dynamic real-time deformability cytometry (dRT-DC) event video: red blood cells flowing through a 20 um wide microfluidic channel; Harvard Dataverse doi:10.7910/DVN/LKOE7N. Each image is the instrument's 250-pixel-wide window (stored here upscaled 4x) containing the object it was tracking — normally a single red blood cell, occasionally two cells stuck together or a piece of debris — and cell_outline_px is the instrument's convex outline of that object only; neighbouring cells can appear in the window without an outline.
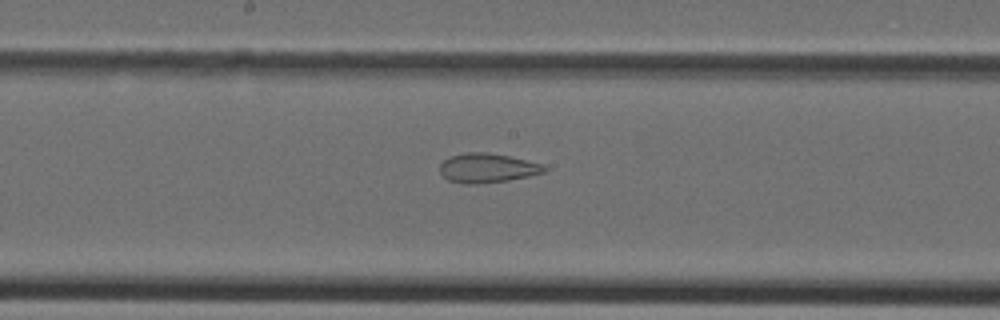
{"species": "Egyptian fruit bat (a non-hibernating species)", "species_latin": "Rousettus aegyptiacus", "temperature_condition": "cold", "stored_images_in_passage": 36, "camera_frame_rate_fps": 3000, "um_per_image_px": 0.085, "animal": {"sex": "female"}, "frame": {"image": 1, "passage_image": 17, "time_ms": 5.333, "image_size_px": [1000, 320], "cell_outline_px": [[548, 168], [544, 172], [528, 176], [508, 180], [476, 184], [464, 184], [448, 180], [440, 172], [440, 164], [444, 160], [452, 156], [468, 152], [488, 152], [508, 156], [544, 164]], "centroid_in_image_um": [41.43, 14.28], "position_along_channel_um": 206.8, "area_um2": 17.74}}
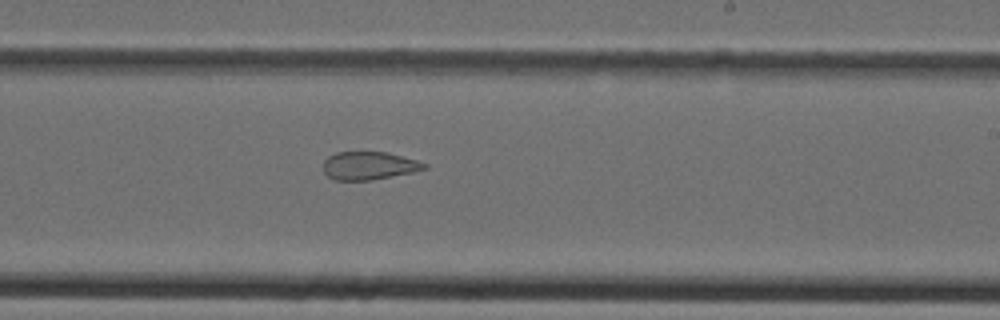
{"frame": {"image": 2, "passage_image": 20, "time_ms": 6.333, "image_size_px": [1000, 320], "cell_outline_px": [[428, 168], [412, 172], [372, 180], [336, 180], [328, 176], [324, 172], [324, 160], [328, 156], [336, 152], [388, 152], [416, 160], [428, 164]], "centroid_in_image_um": [31.37, 14.08], "position_along_channel_um": 257.6, "area_um2": 16.47}}
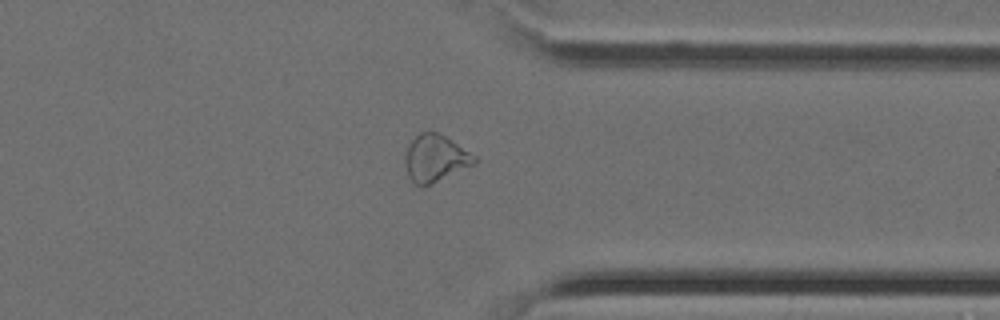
{"frame": {"image": 3, "passage_image": 27, "time_ms": 8.667, "image_size_px": [1000, 320], "cell_outline_px": [[480, 160], [476, 164], [432, 184], [416, 184], [408, 176], [408, 148], [412, 140], [420, 132], [440, 132], [476, 156]], "centroid_in_image_um": [37.11, 13.44], "position_along_channel_um": 374.3, "area_um2": 18.55}}